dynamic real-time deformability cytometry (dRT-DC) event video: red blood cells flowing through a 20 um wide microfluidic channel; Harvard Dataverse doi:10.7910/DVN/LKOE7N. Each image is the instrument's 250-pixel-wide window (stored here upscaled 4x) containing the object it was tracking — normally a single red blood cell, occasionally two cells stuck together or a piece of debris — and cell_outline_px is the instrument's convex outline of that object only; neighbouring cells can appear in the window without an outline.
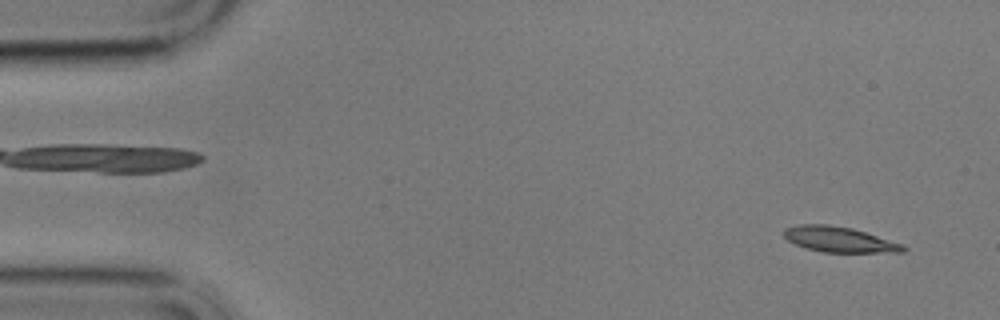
{"species": "common noctule bat (a hibernating species)", "species_latin": "Nyctalus noctula", "temperature_condition": "cold", "stored_images_in_passage": 57, "camera_frame_rate_fps": 3000, "um_per_image_px": 0.085, "animal": {"sex": "male", "body_mass_g": 17.9}, "frame": {"image": 1, "passage_image": 3, "time_ms": 0.667, "image_size_px": [1000, 320], "cell_outline_px": [[908, 248], [904, 252], [824, 252], [808, 248], [796, 244], [788, 240], [784, 236], [784, 228], [796, 224], [828, 224], [852, 228], [904, 244]], "centroid_in_image_um": [71.36, 20.34], "position_along_channel_um": 13.6, "area_um2": 17.63}}
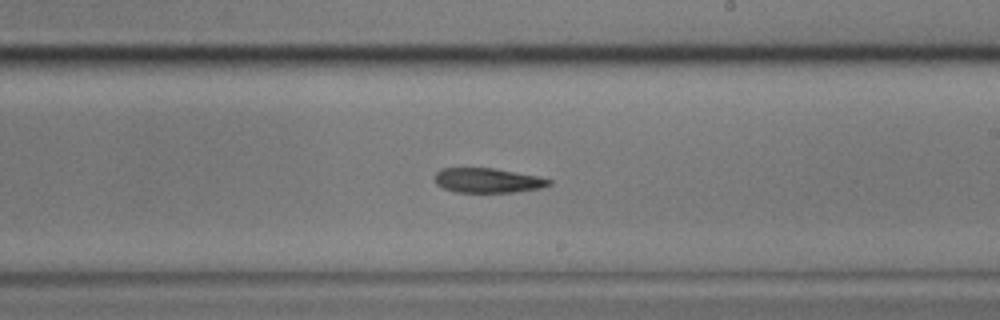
{"frame": {"image": 2, "passage_image": 33, "time_ms": 10.667, "image_size_px": [1000, 320], "cell_outline_px": [[552, 184], [540, 188], [512, 192], [456, 192], [444, 188], [436, 184], [432, 176], [440, 168], [496, 168], [540, 176], [552, 180]], "centroid_in_image_um": [41.44, 15.32], "position_along_channel_um": 247.6, "area_um2": 16.65}}
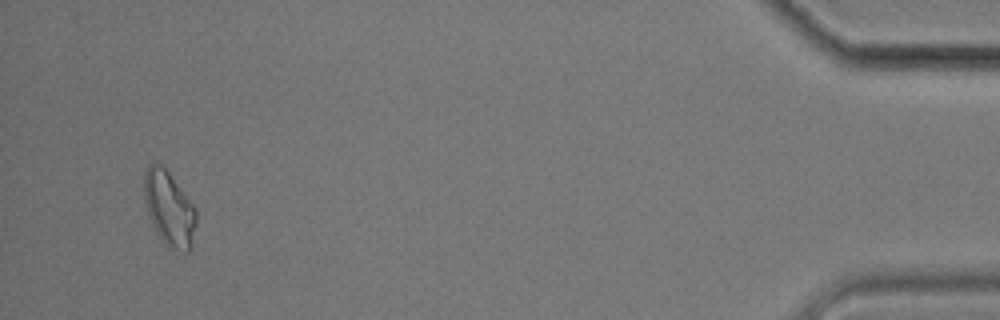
{"frame": {"image": 3, "passage_image": 55, "time_ms": 18.0, "image_size_px": [1000, 320], "cell_outline_px": [[196, 224], [192, 248], [188, 252], [184, 252], [168, 248], [156, 232], [152, 224], [144, 200], [144, 172], [148, 164], [152, 160], [156, 160], [168, 172], [196, 208]], "centroid_in_image_um": [14.37, 17.73], "position_along_channel_um": 420.8, "area_um2": 22.89}}